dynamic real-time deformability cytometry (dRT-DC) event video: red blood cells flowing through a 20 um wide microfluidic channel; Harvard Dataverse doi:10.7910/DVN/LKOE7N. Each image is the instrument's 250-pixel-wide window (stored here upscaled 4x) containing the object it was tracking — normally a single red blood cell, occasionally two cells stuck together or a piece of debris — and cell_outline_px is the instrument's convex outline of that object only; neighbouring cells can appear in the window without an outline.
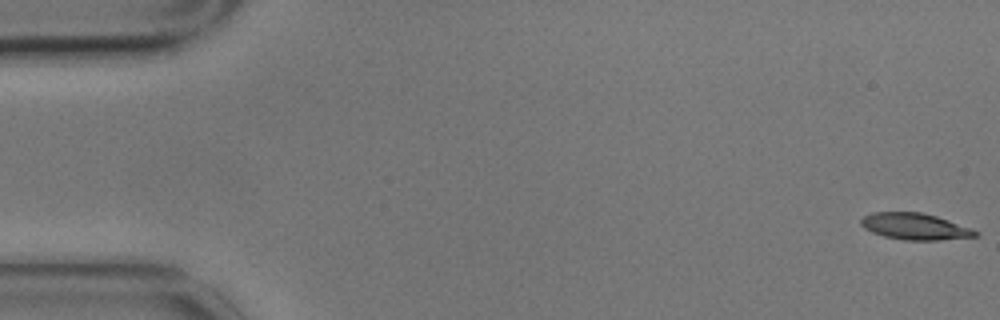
{"species": "common noctule bat (a hibernating species)", "species_latin": "Nyctalus noctula", "temperature_condition": "cold", "stored_images_in_passage": 5, "camera_frame_rate_fps": 3000, "um_per_image_px": 0.085, "animal": {"sex": "male", "body_mass_g": 17.9}, "frame": {"image": 1, "passage_image": 1, "time_ms": 0.0, "image_size_px": [1000, 320], "cell_outline_px": [[980, 236], [940, 240], [904, 240], [884, 236], [872, 232], [864, 228], [860, 224], [860, 220], [864, 216], [872, 212], [920, 212], [936, 216], [972, 228], [980, 232]], "centroid_in_image_um": [77.79, 19.25], "position_along_channel_um": 7.2, "area_um2": 17.74}}
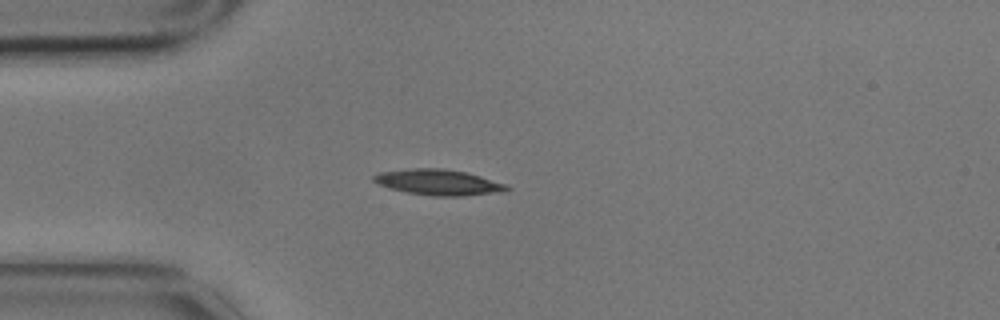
{"frame": {"image": 2, "passage_image": 5, "time_ms": 1.333, "image_size_px": [1000, 320], "cell_outline_px": [[512, 188], [504, 192], [460, 196], [432, 196], [408, 192], [388, 188], [372, 180], [372, 176], [380, 172], [412, 168], [444, 168], [464, 172], [480, 176], [504, 184]], "centroid_in_image_um": [37.26, 15.49], "position_along_channel_um": 47.7, "area_um2": 19.83}}